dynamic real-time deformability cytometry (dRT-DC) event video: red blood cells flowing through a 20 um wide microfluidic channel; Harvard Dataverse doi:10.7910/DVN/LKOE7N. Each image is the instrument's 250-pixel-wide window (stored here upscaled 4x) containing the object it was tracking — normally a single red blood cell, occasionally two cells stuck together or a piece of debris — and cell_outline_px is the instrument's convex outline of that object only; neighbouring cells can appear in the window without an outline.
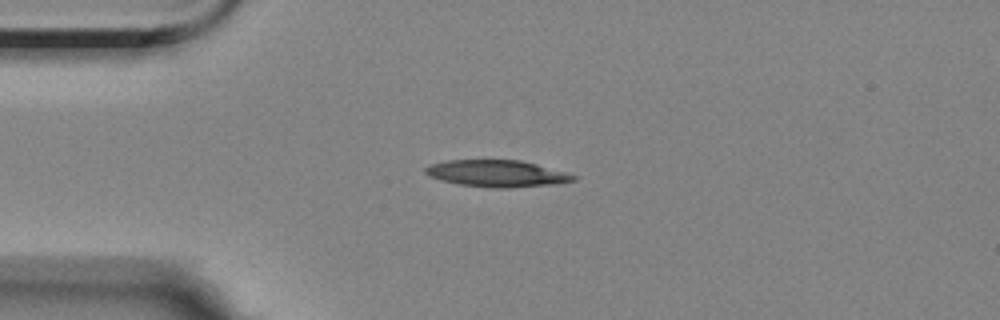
{"species": "Egyptian fruit bat (a non-hibernating species)", "species_latin": "Rousettus aegyptiacus", "temperature_condition": "room temperature", "stored_images_in_passage": 44, "camera_frame_rate_fps": 3000, "um_per_image_px": 0.085, "animal": {"sex": "female"}, "frame": {"image": 1, "passage_image": 1, "time_ms": 0.0, "image_size_px": [1000, 320], "cell_outline_px": [[576, 180], [556, 184], [508, 188], [496, 188], [460, 184], [440, 180], [424, 172], [424, 168], [432, 164], [448, 160], [520, 160], [536, 164], [564, 172], [576, 176]], "centroid_in_image_um": [42.24, 14.75], "position_along_channel_um": 42.8, "area_um2": 22.77}}
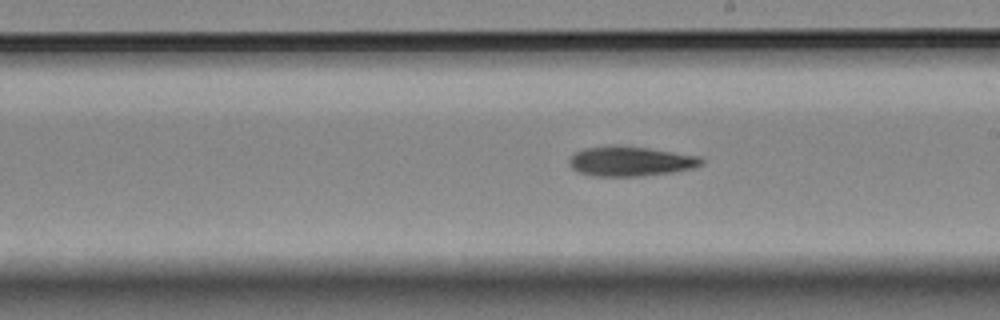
{"frame": {"image": 2, "passage_image": 19, "time_ms": 6.0, "image_size_px": [1000, 320], "cell_outline_px": [[704, 164], [692, 168], [672, 172], [640, 176], [592, 176], [576, 172], [568, 164], [568, 160], [576, 152], [584, 148], [616, 144], [648, 148], [700, 156], [704, 160]], "centroid_in_image_um": [53.56, 13.7], "position_along_channel_um": 235.4, "area_um2": 23.18}}
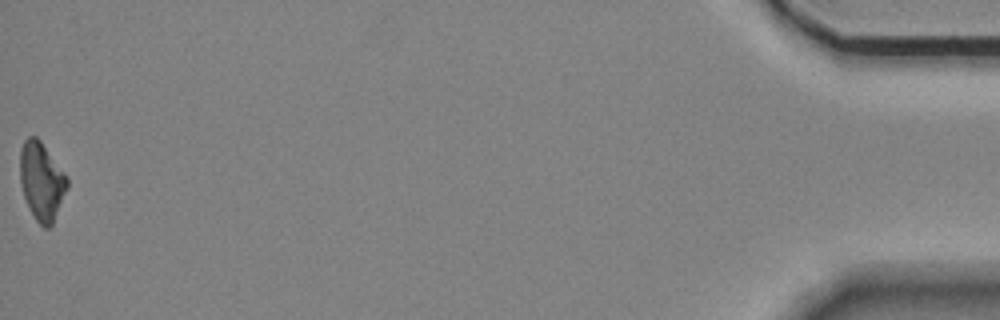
{"frame": {"image": 3, "passage_image": 44, "time_ms": 14.333, "image_size_px": [1000, 320], "cell_outline_px": [[68, 188], [52, 224], [48, 228], [44, 228], [36, 220], [28, 208], [20, 184], [20, 148], [24, 140], [28, 136], [36, 136], [40, 140], [68, 176]], "centroid_in_image_um": [3.53, 15.39], "position_along_channel_um": 431.7, "area_um2": 21.62}, "authors_computed_cell_mechanics": {"area_um2": 22.4264, "velocity_mm_per_s": 3.5209, "shape_relaxation_time_tau1_ms": 4.6275, "shape_relaxation_time_tau2_ms": null, "deformation_change_tau1": 0.1402, "deformation_change_tau2": null}}